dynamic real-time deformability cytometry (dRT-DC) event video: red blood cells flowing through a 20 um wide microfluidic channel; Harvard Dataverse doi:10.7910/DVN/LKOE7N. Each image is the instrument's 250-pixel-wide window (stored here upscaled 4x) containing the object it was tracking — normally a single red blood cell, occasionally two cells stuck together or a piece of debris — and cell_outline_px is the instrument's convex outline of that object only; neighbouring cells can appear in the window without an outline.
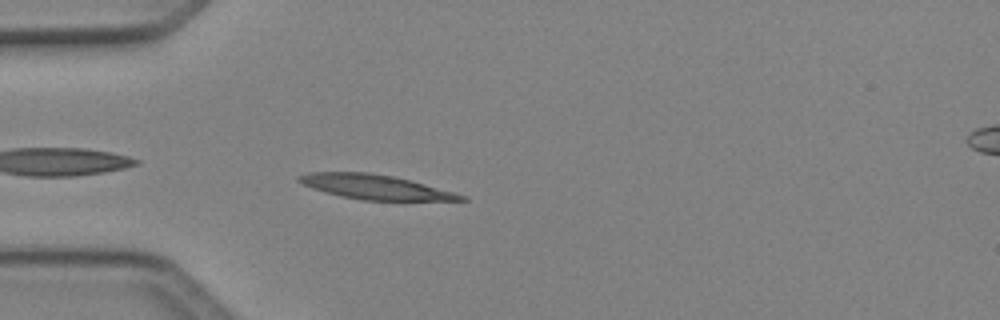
{"species": "Egyptian fruit bat (a non-hibernating species)", "species_latin": "Rousettus aegyptiacus", "temperature_condition": "cold", "stored_images_in_passage": 4, "camera_frame_rate_fps": 3000, "um_per_image_px": 0.085, "animal": {"sex": "female"}, "frame": {"image": 1, "passage_image": 4, "time_ms": 1.0, "image_size_px": [1000, 320], "cell_outline_px": [[468, 200], [360, 200], [340, 196], [324, 192], [312, 188], [296, 180], [296, 176], [308, 172], [372, 172], [392, 176], [424, 184], [452, 192], [464, 196]], "centroid_in_image_um": [31.78, 15.88], "position_along_channel_um": 53.2, "area_um2": 22.89}}